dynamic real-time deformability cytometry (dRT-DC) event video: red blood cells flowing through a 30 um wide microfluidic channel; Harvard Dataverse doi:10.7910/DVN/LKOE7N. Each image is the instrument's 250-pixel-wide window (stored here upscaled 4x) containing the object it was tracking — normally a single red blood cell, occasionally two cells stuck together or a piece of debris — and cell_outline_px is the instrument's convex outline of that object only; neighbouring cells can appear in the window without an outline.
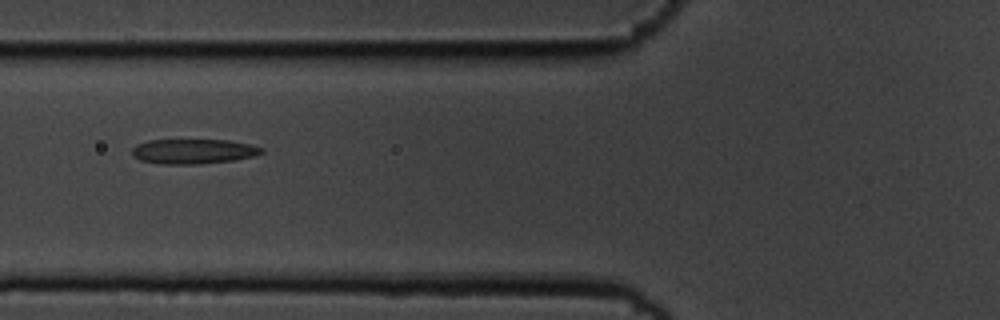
{"species": "common noctule bat (a hibernating species)", "species_latin": "Nyctalus noctula", "temperature_condition": "cold", "stored_images_in_passage": 5, "camera_frame_rate_fps": 3000, "um_per_image_px": 0.085, "animal": {"sex": "male", "body_mass_g": 19.5, "forearm_length_mm": 54.6}, "frame": {"image": 1, "passage_image": 2, "time_ms": 0.333, "image_size_px": [1000, 320], "cell_outline_px": [[264, 152], [256, 156], [232, 160], [200, 164], [164, 164], [140, 160], [132, 156], [132, 148], [136, 144], [148, 140], [228, 140], [248, 144], [264, 148]], "centroid_in_image_um": [16.43, 12.86], "position_along_channel_um": 109.4, "area_um2": 18.79}}
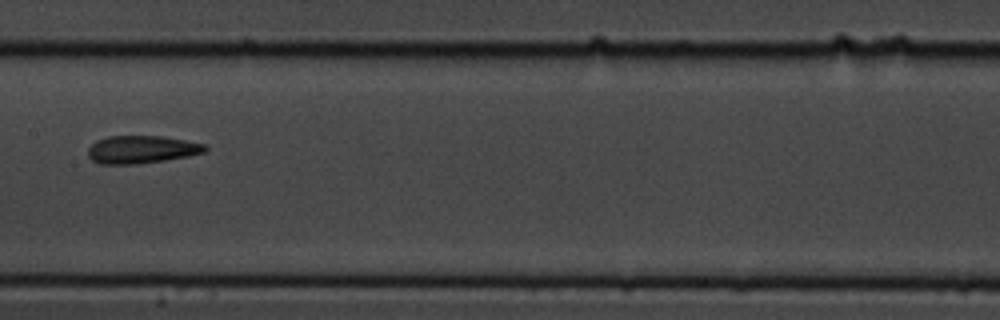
{"frame": {"image": 2, "passage_image": 4, "time_ms": 1.0, "image_size_px": [1000, 320], "cell_outline_px": [[208, 148], [204, 152], [188, 156], [164, 160], [136, 164], [100, 164], [92, 160], [88, 156], [88, 148], [96, 140], [108, 136], [160, 136], [184, 140], [204, 144]], "centroid_in_image_um": [12.0, 12.71], "position_along_channel_um": 195.4, "area_um2": 18.84}}
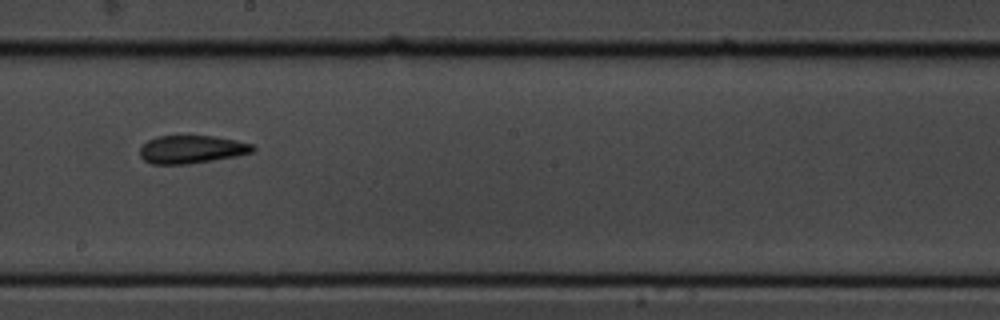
{"frame": {"image": 3, "passage_image": 5, "time_ms": 1.333, "image_size_px": [1000, 320], "cell_outline_px": [[256, 148], [252, 152], [236, 156], [188, 164], [152, 164], [144, 160], [140, 156], [140, 148], [148, 140], [156, 136], [216, 136], [236, 140], [252, 144]], "centroid_in_image_um": [16.28, 12.69], "position_along_channel_um": 231.9, "area_um2": 18.38}}